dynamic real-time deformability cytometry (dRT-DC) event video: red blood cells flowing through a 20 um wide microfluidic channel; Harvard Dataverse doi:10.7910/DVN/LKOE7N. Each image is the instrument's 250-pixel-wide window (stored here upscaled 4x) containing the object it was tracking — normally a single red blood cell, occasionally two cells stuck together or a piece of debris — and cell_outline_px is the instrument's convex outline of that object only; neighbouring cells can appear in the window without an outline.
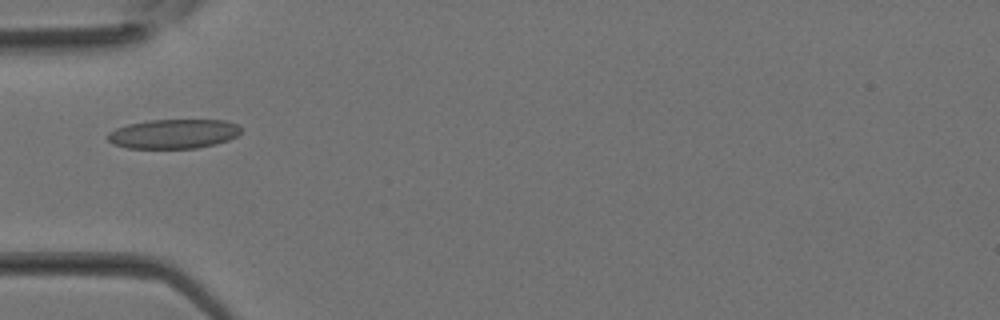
{"species": "Egyptian fruit bat (a non-hibernating species)", "species_latin": "Rousettus aegyptiacus", "temperature_condition": "room temperature", "stored_images_in_passage": 33, "camera_frame_rate_fps": 3000, "um_per_image_px": 0.085, "animal": {"sex": "female"}, "frame": {"image": 1, "passage_image": 11, "time_ms": 3.333, "image_size_px": [1000, 320], "cell_outline_px": [[240, 132], [236, 136], [228, 140], [216, 144], [196, 148], [128, 148], [112, 144], [104, 136], [108, 132], [116, 128], [128, 124], [148, 120], [224, 120], [236, 124], [240, 128]], "centroid_in_image_um": [14.7, 11.38], "position_along_channel_um": 70.3, "area_um2": 22.89}}
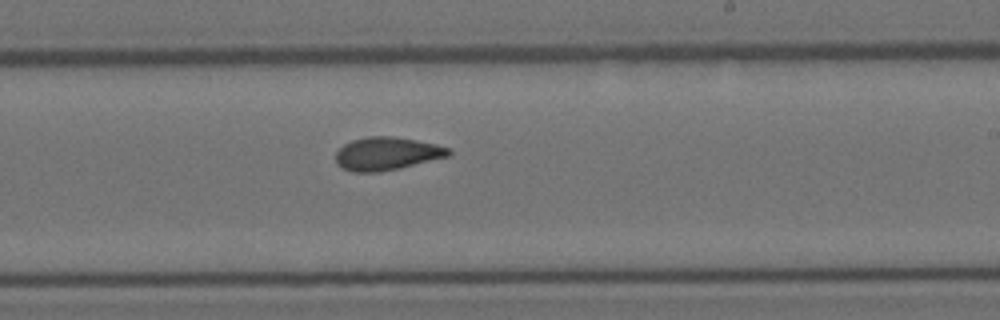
{"frame": {"image": 2, "passage_image": 20, "time_ms": 6.333, "image_size_px": [1000, 320], "cell_outline_px": [[452, 152], [448, 156], [400, 168], [380, 172], [352, 172], [340, 168], [336, 164], [336, 152], [344, 144], [352, 140], [368, 136], [392, 136], [416, 140], [436, 144], [448, 148]], "centroid_in_image_um": [32.84, 13.06], "position_along_channel_um": 256.2, "area_um2": 21.79}}
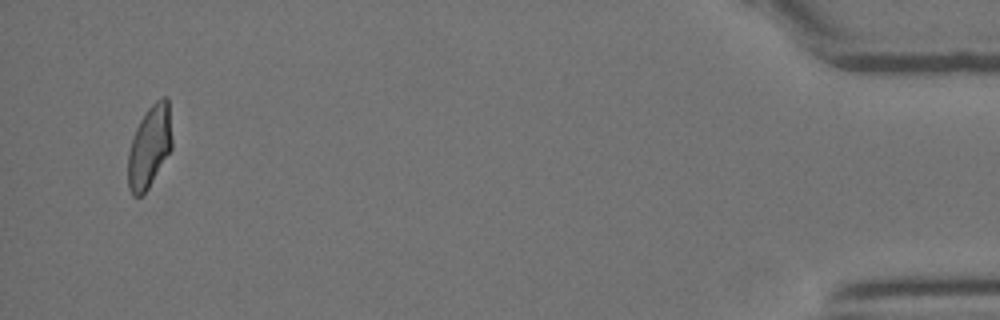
{"frame": {"image": 3, "passage_image": 32, "time_ms": 10.333, "image_size_px": [1000, 320], "cell_outline_px": [[172, 148], [148, 188], [140, 196], [132, 196], [128, 188], [128, 152], [132, 136], [140, 120], [148, 108], [156, 100], [164, 96], [168, 96], [172, 140]], "centroid_in_image_um": [12.7, 12.45], "position_along_channel_um": 422.5, "area_um2": 21.1}}